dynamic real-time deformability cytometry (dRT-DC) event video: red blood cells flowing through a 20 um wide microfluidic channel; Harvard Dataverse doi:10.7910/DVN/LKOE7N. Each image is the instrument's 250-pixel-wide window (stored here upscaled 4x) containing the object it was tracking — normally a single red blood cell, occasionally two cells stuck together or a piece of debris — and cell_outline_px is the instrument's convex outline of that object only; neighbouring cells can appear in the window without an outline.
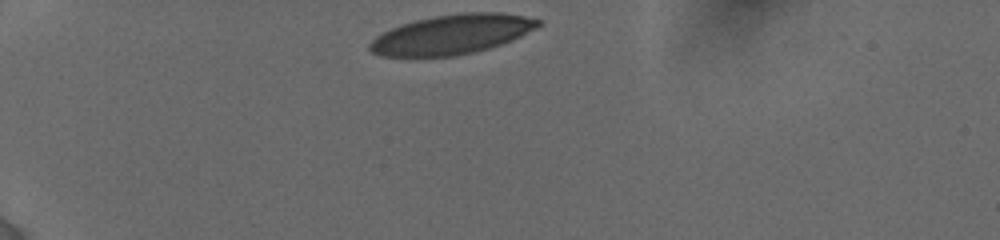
{"species": "human", "species_latin": "Homo sapiens", "temperature_condition": "cold", "stored_images_in_passage": 24, "camera_frame_rate_fps": 3000, "um_per_image_px": 0.085, "donor": {"sex": "female"}, "frame": {"image": 1, "passage_image": 1, "time_ms": 0.0, "image_size_px": [1000, 240], "cell_outline_px": [[540, 24], [536, 28], [500, 44], [488, 48], [472, 52], [452, 56], [380, 56], [372, 52], [368, 48], [368, 44], [376, 36], [400, 24], [416, 20], [436, 16], [464, 12], [500, 12], [524, 16], [540, 20]], "centroid_in_image_um": [38.36, 2.92], "position_along_channel_um": 46.6, "area_um2": 38.26}}
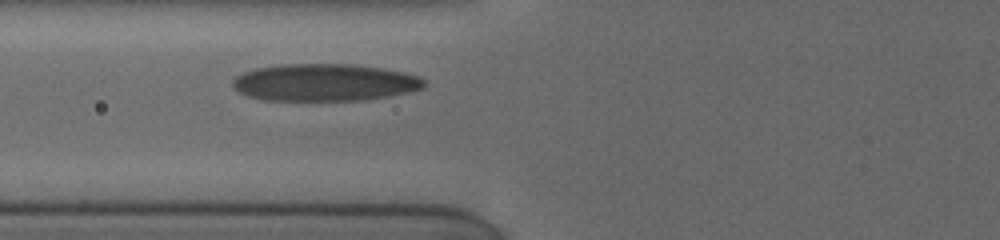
{"frame": {"image": 2, "passage_image": 21, "time_ms": 2.667, "image_size_px": [1000, 240], "cell_outline_px": [[424, 88], [408, 92], [384, 96], [356, 100], [264, 100], [248, 96], [232, 88], [232, 80], [236, 76], [244, 72], [256, 68], [280, 64], [352, 64], [384, 68], [404, 72], [420, 76], [424, 80]], "centroid_in_image_um": [27.56, 6.99], "position_along_channel_um": 98.2, "area_um2": 41.44}}